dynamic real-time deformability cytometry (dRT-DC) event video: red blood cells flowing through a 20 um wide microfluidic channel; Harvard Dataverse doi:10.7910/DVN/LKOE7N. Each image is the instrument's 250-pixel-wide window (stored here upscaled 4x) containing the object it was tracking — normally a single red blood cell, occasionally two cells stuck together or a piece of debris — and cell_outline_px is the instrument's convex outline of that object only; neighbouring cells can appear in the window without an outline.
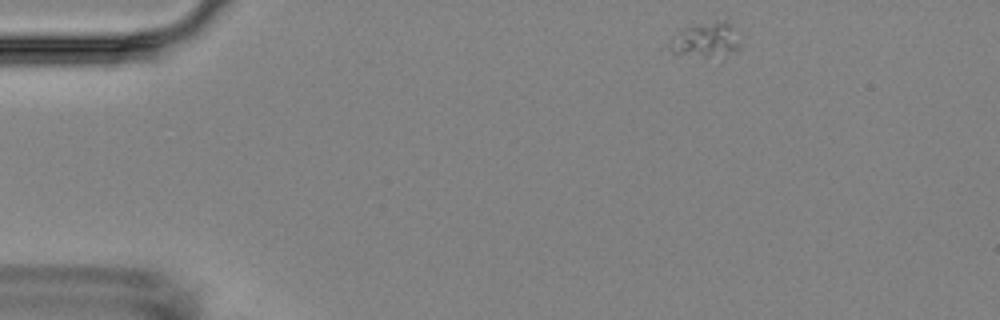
{"species": "Egyptian fruit bat (a non-hibernating species)", "species_latin": "Rousettus aegyptiacus", "temperature_condition": "room temperature", "stored_images_in_passage": 3, "camera_frame_rate_fps": 3000, "um_per_image_px": 0.085, "animal": {"sex": "female"}, "frame": {"image": 1, "passage_image": 1, "time_ms": 0.0, "image_size_px": [1000, 320], "cell_outline_px": [[740, 52], [720, 64], [672, 56], [668, 48], [668, 44], [684, 28], [716, 20], [724, 20], [732, 24], [740, 44]], "centroid_in_image_um": [60.05, 3.61], "position_along_channel_um": 24.9, "area_um2": 16.59}}
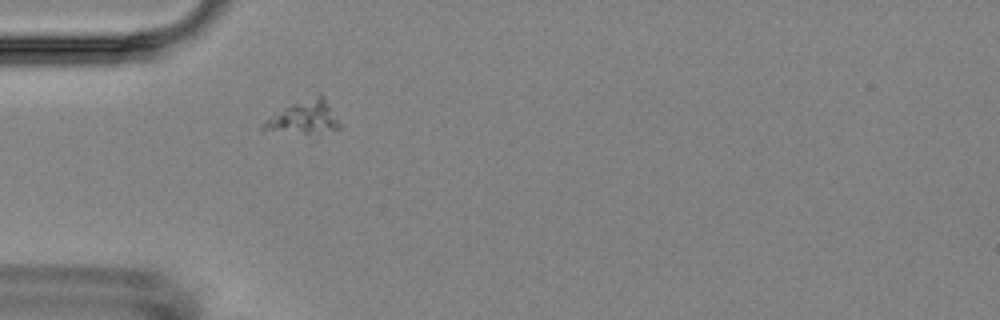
{"frame": {"image": 2, "passage_image": 3, "time_ms": 3.0, "image_size_px": [1000, 320], "cell_outline_px": [[340, 128], [308, 132], [304, 132], [260, 128], [260, 124], [292, 104], [320, 92], [324, 96], [340, 124]], "centroid_in_image_um": [25.89, 9.9], "position_along_channel_um": 59.1, "area_um2": 13.58}}